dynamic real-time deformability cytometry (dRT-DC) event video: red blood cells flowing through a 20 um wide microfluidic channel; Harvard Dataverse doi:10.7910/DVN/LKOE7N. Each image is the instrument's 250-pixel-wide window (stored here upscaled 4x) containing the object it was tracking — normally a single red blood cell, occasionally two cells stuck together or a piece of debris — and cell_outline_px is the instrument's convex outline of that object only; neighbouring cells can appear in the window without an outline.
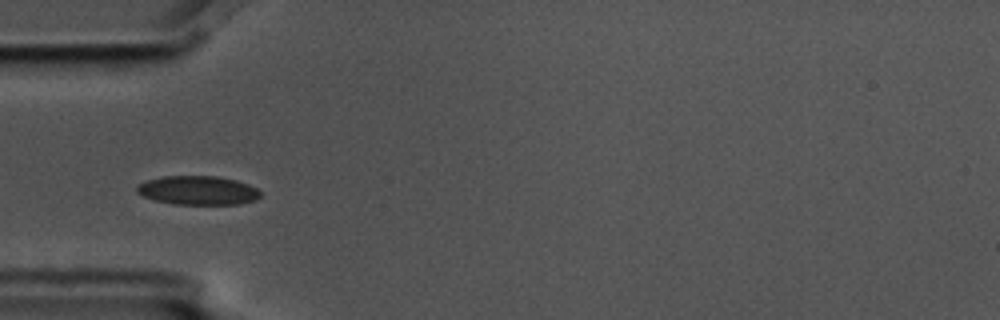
{"species": "common noctule bat (a hibernating species)", "species_latin": "Nyctalus noctula", "temperature_condition": "cold", "stored_images_in_passage": 4, "camera_frame_rate_fps": 3000, "um_per_image_px": 0.085, "animal": {"sex": "male", "body_mass_g": 17.5, "forearm_length_mm": 52.3}, "frame": {"image": 1, "passage_image": 3, "time_ms": 0.667, "image_size_px": [1000, 320], "cell_outline_px": [[260, 196], [256, 200], [240, 204], [172, 204], [156, 200], [144, 196], [136, 192], [136, 184], [148, 180], [164, 176], [216, 176], [236, 180], [248, 184], [256, 188], [260, 192]], "centroid_in_image_um": [16.82, 16.18], "position_along_channel_um": 68.2, "area_um2": 20.81}}